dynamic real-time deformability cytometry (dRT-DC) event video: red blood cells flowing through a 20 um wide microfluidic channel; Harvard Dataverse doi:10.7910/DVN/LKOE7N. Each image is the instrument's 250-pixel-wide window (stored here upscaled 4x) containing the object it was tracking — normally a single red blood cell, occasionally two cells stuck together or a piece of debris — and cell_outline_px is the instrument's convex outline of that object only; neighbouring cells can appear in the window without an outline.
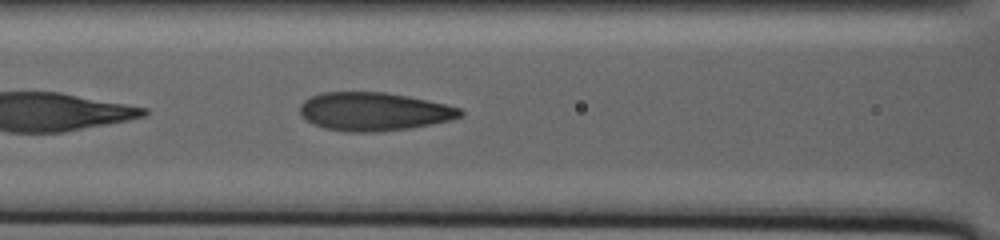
{"species": "human", "species_latin": "Homo sapiens", "temperature_condition": "warm", "stored_images_in_passage": 54, "segment_of_instrument_passage": [2, 2], "camera_frame_rate_fps": 3000, "um_per_image_px": 0.085, "donor": {"sex": "male"}, "frame": {"image": 1, "passage_image": 17, "time_ms": 10.0, "image_size_px": [1000, 240], "cell_outline_px": [[464, 116], [452, 120], [432, 124], [408, 128], [380, 132], [348, 132], [324, 128], [312, 124], [300, 116], [300, 104], [304, 100], [320, 92], [384, 92], [408, 96], [444, 104], [460, 108], [464, 112]], "centroid_in_image_um": [31.76, 9.49], "position_along_channel_um": 134.8, "area_um2": 36.07}}
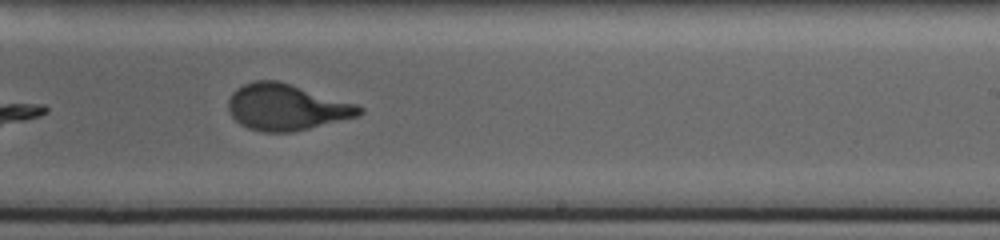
{"frame": {"image": 2, "passage_image": 34, "time_ms": 17.333, "image_size_px": [1000, 240], "cell_outline_px": [[364, 112], [360, 116], [292, 132], [264, 132], [248, 128], [240, 124], [228, 112], [228, 100], [232, 92], [236, 88], [252, 80], [276, 80], [356, 104], [364, 108]], "centroid_in_image_um": [24.32, 9.11], "position_along_channel_um": 264.7, "area_um2": 35.2}}
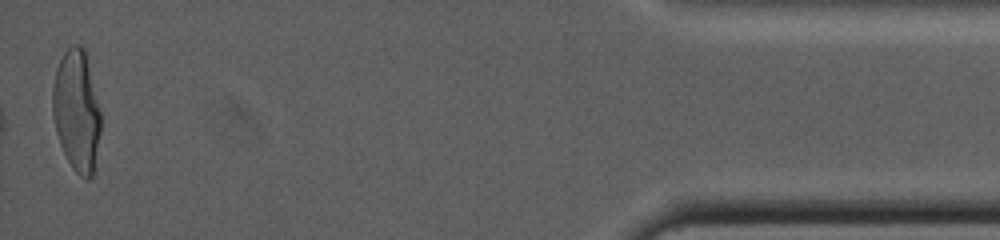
{"frame": {"image": 3, "passage_image": 54, "time_ms": 30.333, "image_size_px": [1000, 240], "cell_outline_px": [[100, 132], [92, 176], [88, 180], [84, 180], [72, 168], [60, 144], [56, 132], [52, 112], [52, 88], [56, 68], [64, 52], [72, 44], [80, 44], [84, 48], [100, 112]], "centroid_in_image_um": [6.49, 9.42], "position_along_channel_um": 428.7, "area_um2": 33.76}}